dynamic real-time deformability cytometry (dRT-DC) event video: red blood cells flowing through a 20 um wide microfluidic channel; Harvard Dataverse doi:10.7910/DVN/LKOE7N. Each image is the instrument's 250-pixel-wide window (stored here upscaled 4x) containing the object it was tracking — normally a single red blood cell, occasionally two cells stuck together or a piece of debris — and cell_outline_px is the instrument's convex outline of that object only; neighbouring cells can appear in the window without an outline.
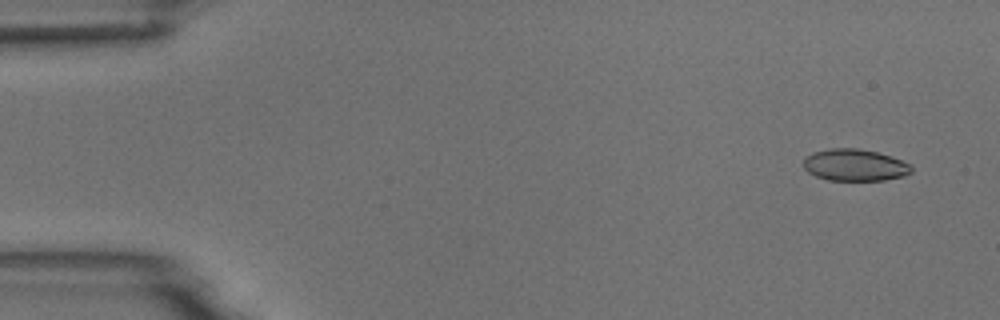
{"species": "common noctule bat (a hibernating species)", "species_latin": "Nyctalus noctula", "temperature_condition": "room temperature", "stored_images_in_passage": 5, "camera_frame_rate_fps": 3000, "um_per_image_px": 0.085, "animal": {"sex": "male", "body_mass_g": 18.8}, "frame": {"image": 1, "passage_image": 2, "time_ms": 1.0, "image_size_px": [1000, 320], "cell_outline_px": [[912, 172], [904, 176], [884, 180], [828, 180], [816, 176], [808, 172], [804, 168], [804, 160], [812, 152], [832, 148], [856, 148], [876, 152], [892, 156], [912, 164]], "centroid_in_image_um": [72.69, 14.03], "position_along_channel_um": 12.3, "area_um2": 20.06}}
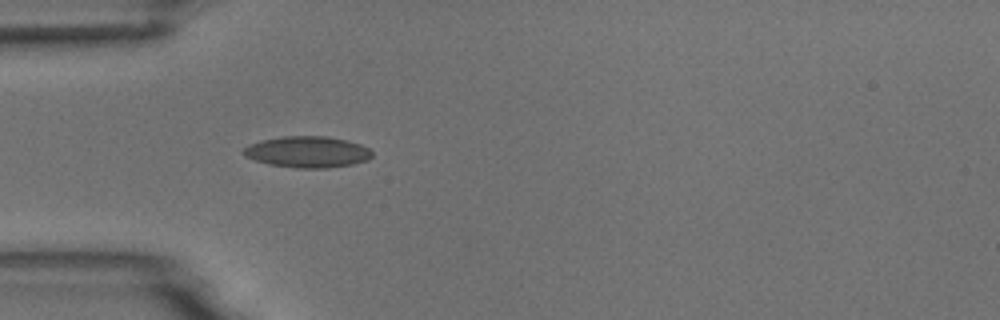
{"frame": {"image": 2, "passage_image": 5, "time_ms": 5.333, "image_size_px": [1000, 320], "cell_outline_px": [[372, 156], [368, 160], [352, 164], [328, 168], [296, 168], [268, 164], [244, 156], [244, 148], [260, 140], [284, 136], [328, 136], [360, 144], [368, 148], [372, 152]], "centroid_in_image_um": [26.15, 12.92], "position_along_channel_um": 58.9, "area_um2": 23.29}}